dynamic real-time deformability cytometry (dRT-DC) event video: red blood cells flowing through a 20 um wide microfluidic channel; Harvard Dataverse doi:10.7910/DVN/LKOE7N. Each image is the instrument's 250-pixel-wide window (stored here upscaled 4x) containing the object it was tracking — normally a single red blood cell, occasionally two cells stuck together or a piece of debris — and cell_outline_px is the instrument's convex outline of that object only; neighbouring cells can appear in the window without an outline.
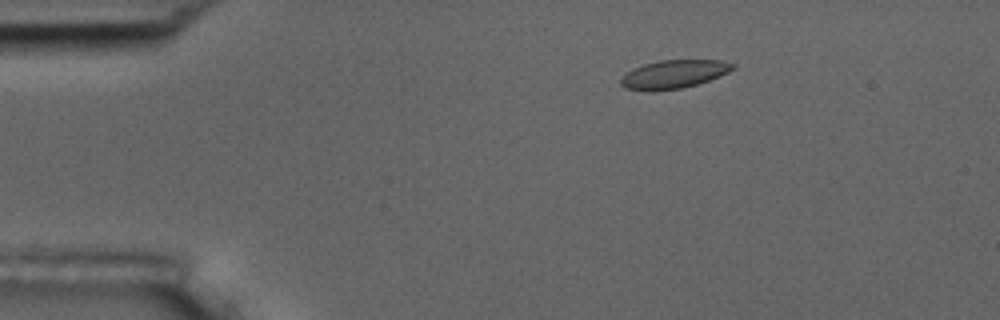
{"species": "common noctule bat (a hibernating species)", "species_latin": "Nyctalus noctula", "temperature_condition": "room temperature", "stored_images_in_passage": 4, "camera_frame_rate_fps": 3000, "um_per_image_px": 0.085, "animal": {"sex": "male", "body_mass_g": 17.5, "forearm_length_mm": 52.3}, "frame": {"image": 1, "passage_image": 2, "time_ms": 1.0, "image_size_px": [1000, 320], "cell_outline_px": [[736, 68], [728, 72], [708, 80], [696, 84], [680, 88], [652, 92], [624, 88], [620, 84], [620, 80], [628, 72], [644, 64], [660, 60], [720, 60], [736, 64]], "centroid_in_image_um": [57.28, 6.31], "position_along_channel_um": 27.7, "area_um2": 18.38}}